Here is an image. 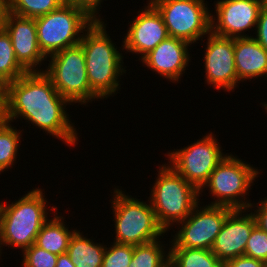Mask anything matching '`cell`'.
Returning <instances> with one entry per match:
<instances>
[{
    "instance_id": "cell-28",
    "label": "cell",
    "mask_w": 267,
    "mask_h": 267,
    "mask_svg": "<svg viewBox=\"0 0 267 267\" xmlns=\"http://www.w3.org/2000/svg\"><path fill=\"white\" fill-rule=\"evenodd\" d=\"M244 255L267 263V232L258 225L252 229Z\"/></svg>"
},
{
    "instance_id": "cell-1",
    "label": "cell",
    "mask_w": 267,
    "mask_h": 267,
    "mask_svg": "<svg viewBox=\"0 0 267 267\" xmlns=\"http://www.w3.org/2000/svg\"><path fill=\"white\" fill-rule=\"evenodd\" d=\"M6 99L8 122L24 118L68 146L77 144L78 133L65 108L72 104L42 71L27 72L7 83Z\"/></svg>"
},
{
    "instance_id": "cell-12",
    "label": "cell",
    "mask_w": 267,
    "mask_h": 267,
    "mask_svg": "<svg viewBox=\"0 0 267 267\" xmlns=\"http://www.w3.org/2000/svg\"><path fill=\"white\" fill-rule=\"evenodd\" d=\"M263 4V0H217L216 17L213 14L210 17L211 32L229 38L253 37L245 32L256 29Z\"/></svg>"
},
{
    "instance_id": "cell-25",
    "label": "cell",
    "mask_w": 267,
    "mask_h": 267,
    "mask_svg": "<svg viewBox=\"0 0 267 267\" xmlns=\"http://www.w3.org/2000/svg\"><path fill=\"white\" fill-rule=\"evenodd\" d=\"M63 3L65 0H8V11L35 19L58 9Z\"/></svg>"
},
{
    "instance_id": "cell-37",
    "label": "cell",
    "mask_w": 267,
    "mask_h": 267,
    "mask_svg": "<svg viewBox=\"0 0 267 267\" xmlns=\"http://www.w3.org/2000/svg\"><path fill=\"white\" fill-rule=\"evenodd\" d=\"M262 106H264L265 111L267 112V103L266 102L262 103Z\"/></svg>"
},
{
    "instance_id": "cell-20",
    "label": "cell",
    "mask_w": 267,
    "mask_h": 267,
    "mask_svg": "<svg viewBox=\"0 0 267 267\" xmlns=\"http://www.w3.org/2000/svg\"><path fill=\"white\" fill-rule=\"evenodd\" d=\"M106 246L76 230L70 238L67 254L75 267H102Z\"/></svg>"
},
{
    "instance_id": "cell-16",
    "label": "cell",
    "mask_w": 267,
    "mask_h": 267,
    "mask_svg": "<svg viewBox=\"0 0 267 267\" xmlns=\"http://www.w3.org/2000/svg\"><path fill=\"white\" fill-rule=\"evenodd\" d=\"M4 29L10 36L17 61L28 72H41L38 65L41 67V63L47 58L38 44L35 19L18 16L8 11Z\"/></svg>"
},
{
    "instance_id": "cell-5",
    "label": "cell",
    "mask_w": 267,
    "mask_h": 267,
    "mask_svg": "<svg viewBox=\"0 0 267 267\" xmlns=\"http://www.w3.org/2000/svg\"><path fill=\"white\" fill-rule=\"evenodd\" d=\"M115 240L119 244L142 245L158 240L165 230L159 225L149 199L140 201L115 187L111 200Z\"/></svg>"
},
{
    "instance_id": "cell-32",
    "label": "cell",
    "mask_w": 267,
    "mask_h": 267,
    "mask_svg": "<svg viewBox=\"0 0 267 267\" xmlns=\"http://www.w3.org/2000/svg\"><path fill=\"white\" fill-rule=\"evenodd\" d=\"M257 209H253L252 213L256 219V224L265 232H267V198L264 200L259 199L258 203H256Z\"/></svg>"
},
{
    "instance_id": "cell-2",
    "label": "cell",
    "mask_w": 267,
    "mask_h": 267,
    "mask_svg": "<svg viewBox=\"0 0 267 267\" xmlns=\"http://www.w3.org/2000/svg\"><path fill=\"white\" fill-rule=\"evenodd\" d=\"M105 21L95 20L83 33L79 43L85 54L87 79L91 91L100 99L117 94L120 90L123 68V54L117 50L106 31ZM116 46V47H115ZM117 91V92H116Z\"/></svg>"
},
{
    "instance_id": "cell-8",
    "label": "cell",
    "mask_w": 267,
    "mask_h": 267,
    "mask_svg": "<svg viewBox=\"0 0 267 267\" xmlns=\"http://www.w3.org/2000/svg\"><path fill=\"white\" fill-rule=\"evenodd\" d=\"M42 72L51 80L59 94L70 103L86 104L99 99L90 89L85 54L80 44L68 47L51 56Z\"/></svg>"
},
{
    "instance_id": "cell-34",
    "label": "cell",
    "mask_w": 267,
    "mask_h": 267,
    "mask_svg": "<svg viewBox=\"0 0 267 267\" xmlns=\"http://www.w3.org/2000/svg\"><path fill=\"white\" fill-rule=\"evenodd\" d=\"M56 267H75L67 253L58 255Z\"/></svg>"
},
{
    "instance_id": "cell-27",
    "label": "cell",
    "mask_w": 267,
    "mask_h": 267,
    "mask_svg": "<svg viewBox=\"0 0 267 267\" xmlns=\"http://www.w3.org/2000/svg\"><path fill=\"white\" fill-rule=\"evenodd\" d=\"M22 267H56L58 255L50 253L35 244L22 251Z\"/></svg>"
},
{
    "instance_id": "cell-13",
    "label": "cell",
    "mask_w": 267,
    "mask_h": 267,
    "mask_svg": "<svg viewBox=\"0 0 267 267\" xmlns=\"http://www.w3.org/2000/svg\"><path fill=\"white\" fill-rule=\"evenodd\" d=\"M204 67L205 81L216 90L234 91L239 87L234 61V38L210 32L207 36Z\"/></svg>"
},
{
    "instance_id": "cell-17",
    "label": "cell",
    "mask_w": 267,
    "mask_h": 267,
    "mask_svg": "<svg viewBox=\"0 0 267 267\" xmlns=\"http://www.w3.org/2000/svg\"><path fill=\"white\" fill-rule=\"evenodd\" d=\"M190 45L185 40L168 37L146 54L141 62L160 77L172 83L178 82L191 60L188 50Z\"/></svg>"
},
{
    "instance_id": "cell-24",
    "label": "cell",
    "mask_w": 267,
    "mask_h": 267,
    "mask_svg": "<svg viewBox=\"0 0 267 267\" xmlns=\"http://www.w3.org/2000/svg\"><path fill=\"white\" fill-rule=\"evenodd\" d=\"M7 122L0 128V174L5 170L12 168L17 159L18 149L22 138L21 132L14 126Z\"/></svg>"
},
{
    "instance_id": "cell-7",
    "label": "cell",
    "mask_w": 267,
    "mask_h": 267,
    "mask_svg": "<svg viewBox=\"0 0 267 267\" xmlns=\"http://www.w3.org/2000/svg\"><path fill=\"white\" fill-rule=\"evenodd\" d=\"M94 19L83 9L67 2L48 14L35 18L38 44L47 58L68 47L78 45Z\"/></svg>"
},
{
    "instance_id": "cell-6",
    "label": "cell",
    "mask_w": 267,
    "mask_h": 267,
    "mask_svg": "<svg viewBox=\"0 0 267 267\" xmlns=\"http://www.w3.org/2000/svg\"><path fill=\"white\" fill-rule=\"evenodd\" d=\"M260 171L232 154L226 157L216 166L207 182L199 190L209 188L213 200L210 205L225 206L232 209L255 208L256 204L246 199L252 183L259 176ZM256 178V179H255ZM242 197V198H241ZM216 198V199H215ZM254 205V206H253Z\"/></svg>"
},
{
    "instance_id": "cell-26",
    "label": "cell",
    "mask_w": 267,
    "mask_h": 267,
    "mask_svg": "<svg viewBox=\"0 0 267 267\" xmlns=\"http://www.w3.org/2000/svg\"><path fill=\"white\" fill-rule=\"evenodd\" d=\"M112 244L105 248L102 267H129L133 257V245L116 242Z\"/></svg>"
},
{
    "instance_id": "cell-19",
    "label": "cell",
    "mask_w": 267,
    "mask_h": 267,
    "mask_svg": "<svg viewBox=\"0 0 267 267\" xmlns=\"http://www.w3.org/2000/svg\"><path fill=\"white\" fill-rule=\"evenodd\" d=\"M50 210L56 211L54 217L48 219L41 227L34 244L50 253L61 255L67 253L70 238L76 229L68 230L69 227L64 224L63 216L57 215L58 209L55 206Z\"/></svg>"
},
{
    "instance_id": "cell-30",
    "label": "cell",
    "mask_w": 267,
    "mask_h": 267,
    "mask_svg": "<svg viewBox=\"0 0 267 267\" xmlns=\"http://www.w3.org/2000/svg\"><path fill=\"white\" fill-rule=\"evenodd\" d=\"M65 2L85 10L94 20H103L99 14L103 0H65Z\"/></svg>"
},
{
    "instance_id": "cell-10",
    "label": "cell",
    "mask_w": 267,
    "mask_h": 267,
    "mask_svg": "<svg viewBox=\"0 0 267 267\" xmlns=\"http://www.w3.org/2000/svg\"><path fill=\"white\" fill-rule=\"evenodd\" d=\"M207 134L202 139L182 149H176L177 151H168V155H165L169 165L198 190L228 154H224L212 132Z\"/></svg>"
},
{
    "instance_id": "cell-14",
    "label": "cell",
    "mask_w": 267,
    "mask_h": 267,
    "mask_svg": "<svg viewBox=\"0 0 267 267\" xmlns=\"http://www.w3.org/2000/svg\"><path fill=\"white\" fill-rule=\"evenodd\" d=\"M147 2V6L139 10L138 16L129 22L131 24L122 41L121 50H126V53L140 54L139 60L169 37L161 14L149 1Z\"/></svg>"
},
{
    "instance_id": "cell-22",
    "label": "cell",
    "mask_w": 267,
    "mask_h": 267,
    "mask_svg": "<svg viewBox=\"0 0 267 267\" xmlns=\"http://www.w3.org/2000/svg\"><path fill=\"white\" fill-rule=\"evenodd\" d=\"M164 246L159 239L142 245H133V257L129 267H167L169 251L166 252L167 247Z\"/></svg>"
},
{
    "instance_id": "cell-36",
    "label": "cell",
    "mask_w": 267,
    "mask_h": 267,
    "mask_svg": "<svg viewBox=\"0 0 267 267\" xmlns=\"http://www.w3.org/2000/svg\"><path fill=\"white\" fill-rule=\"evenodd\" d=\"M6 93H7V83L0 76V94H6Z\"/></svg>"
},
{
    "instance_id": "cell-18",
    "label": "cell",
    "mask_w": 267,
    "mask_h": 267,
    "mask_svg": "<svg viewBox=\"0 0 267 267\" xmlns=\"http://www.w3.org/2000/svg\"><path fill=\"white\" fill-rule=\"evenodd\" d=\"M234 61L239 83L267 79V51L253 37L234 38Z\"/></svg>"
},
{
    "instance_id": "cell-29",
    "label": "cell",
    "mask_w": 267,
    "mask_h": 267,
    "mask_svg": "<svg viewBox=\"0 0 267 267\" xmlns=\"http://www.w3.org/2000/svg\"><path fill=\"white\" fill-rule=\"evenodd\" d=\"M254 39L267 51V3L260 9Z\"/></svg>"
},
{
    "instance_id": "cell-4",
    "label": "cell",
    "mask_w": 267,
    "mask_h": 267,
    "mask_svg": "<svg viewBox=\"0 0 267 267\" xmlns=\"http://www.w3.org/2000/svg\"><path fill=\"white\" fill-rule=\"evenodd\" d=\"M167 165V166H166ZM158 176L150 188L152 208L159 225L169 231L183 221L200 203L199 190L187 182L168 163L159 167Z\"/></svg>"
},
{
    "instance_id": "cell-23",
    "label": "cell",
    "mask_w": 267,
    "mask_h": 267,
    "mask_svg": "<svg viewBox=\"0 0 267 267\" xmlns=\"http://www.w3.org/2000/svg\"><path fill=\"white\" fill-rule=\"evenodd\" d=\"M27 72L17 61L9 34L5 29L0 30V76L9 83Z\"/></svg>"
},
{
    "instance_id": "cell-35",
    "label": "cell",
    "mask_w": 267,
    "mask_h": 267,
    "mask_svg": "<svg viewBox=\"0 0 267 267\" xmlns=\"http://www.w3.org/2000/svg\"><path fill=\"white\" fill-rule=\"evenodd\" d=\"M7 12H8V0H0V30L4 29Z\"/></svg>"
},
{
    "instance_id": "cell-9",
    "label": "cell",
    "mask_w": 267,
    "mask_h": 267,
    "mask_svg": "<svg viewBox=\"0 0 267 267\" xmlns=\"http://www.w3.org/2000/svg\"><path fill=\"white\" fill-rule=\"evenodd\" d=\"M161 14L169 37L191 45L211 32V13L205 0H149ZM204 36V37H203Z\"/></svg>"
},
{
    "instance_id": "cell-15",
    "label": "cell",
    "mask_w": 267,
    "mask_h": 267,
    "mask_svg": "<svg viewBox=\"0 0 267 267\" xmlns=\"http://www.w3.org/2000/svg\"><path fill=\"white\" fill-rule=\"evenodd\" d=\"M249 209H233L214 241L211 251L223 264L244 255L252 229L257 225L252 208Z\"/></svg>"
},
{
    "instance_id": "cell-31",
    "label": "cell",
    "mask_w": 267,
    "mask_h": 267,
    "mask_svg": "<svg viewBox=\"0 0 267 267\" xmlns=\"http://www.w3.org/2000/svg\"><path fill=\"white\" fill-rule=\"evenodd\" d=\"M224 267H266L263 261L242 255L234 259L228 260Z\"/></svg>"
},
{
    "instance_id": "cell-11",
    "label": "cell",
    "mask_w": 267,
    "mask_h": 267,
    "mask_svg": "<svg viewBox=\"0 0 267 267\" xmlns=\"http://www.w3.org/2000/svg\"><path fill=\"white\" fill-rule=\"evenodd\" d=\"M198 203L191 213L177 225L181 226L169 241L170 248H198L211 250L227 215L232 208L217 205L199 207Z\"/></svg>"
},
{
    "instance_id": "cell-21",
    "label": "cell",
    "mask_w": 267,
    "mask_h": 267,
    "mask_svg": "<svg viewBox=\"0 0 267 267\" xmlns=\"http://www.w3.org/2000/svg\"><path fill=\"white\" fill-rule=\"evenodd\" d=\"M171 267H224L209 249L168 248Z\"/></svg>"
},
{
    "instance_id": "cell-33",
    "label": "cell",
    "mask_w": 267,
    "mask_h": 267,
    "mask_svg": "<svg viewBox=\"0 0 267 267\" xmlns=\"http://www.w3.org/2000/svg\"><path fill=\"white\" fill-rule=\"evenodd\" d=\"M8 122L6 94H0V128Z\"/></svg>"
},
{
    "instance_id": "cell-3",
    "label": "cell",
    "mask_w": 267,
    "mask_h": 267,
    "mask_svg": "<svg viewBox=\"0 0 267 267\" xmlns=\"http://www.w3.org/2000/svg\"><path fill=\"white\" fill-rule=\"evenodd\" d=\"M41 188H33L11 204L0 203V256L3 246L24 250L35 243L49 219L47 199Z\"/></svg>"
}]
</instances>
